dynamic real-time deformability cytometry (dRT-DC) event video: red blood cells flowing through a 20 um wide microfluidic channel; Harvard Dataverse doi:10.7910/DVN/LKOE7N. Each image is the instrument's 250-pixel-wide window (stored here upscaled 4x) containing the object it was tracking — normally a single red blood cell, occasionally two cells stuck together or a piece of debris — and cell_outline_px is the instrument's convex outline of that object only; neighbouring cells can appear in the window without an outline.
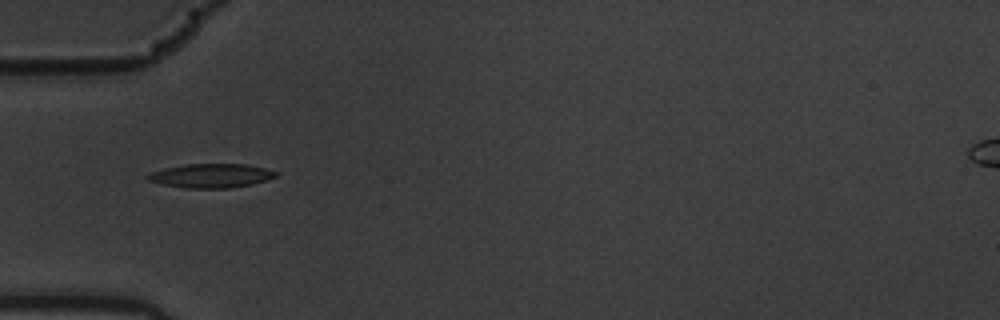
{"species": "common noctule bat (a hibernating species)", "species_latin": "Nyctalus noctula", "temperature_condition": "warm", "stored_images_in_passage": 8, "camera_frame_rate_fps": 3000, "um_per_image_px": 0.085, "animal": {"sex": "male", "body_mass_g": 19.5, "forearm_length_mm": 54.6}, "frame": {"image": 1, "passage_image": 3, "time_ms": 0.667, "image_size_px": [1000, 320], "cell_outline_px": [[280, 172], [276, 176], [268, 180], [252, 184], [228, 188], [188, 188], [164, 184], [148, 180], [144, 176], [152, 172], [164, 168], [184, 164], [244, 164], [264, 168]], "centroid_in_image_um": [17.96, 14.93], "position_along_channel_um": 67.0, "area_um2": 17.86}}
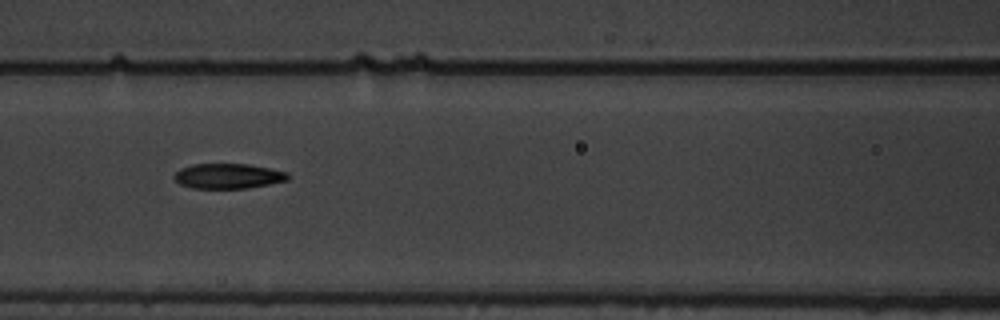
{"frame": {"image": 2, "passage_image": 5, "time_ms": 1.333, "image_size_px": [1000, 320], "cell_outline_px": [[288, 180], [248, 188], [192, 188], [180, 184], [172, 176], [180, 168], [192, 164], [248, 164], [288, 172]], "centroid_in_image_um": [19.36, 14.96], "position_along_channel_um": 147.2, "area_um2": 16.53}}
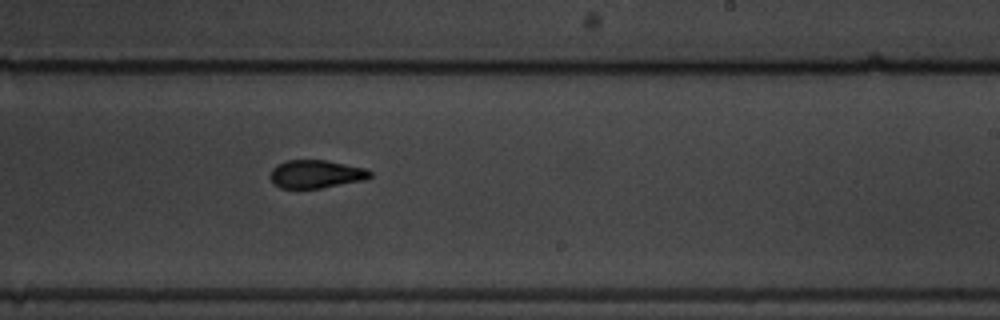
{"frame": {"image": 3, "passage_image": 8, "time_ms": 2.333, "image_size_px": [1000, 320], "cell_outline_px": [[372, 176], [368, 180], [320, 188], [280, 188], [272, 184], [272, 168], [276, 164], [284, 160], [328, 160], [368, 168], [372, 172]], "centroid_in_image_um": [26.92, 14.79], "position_along_channel_um": 262.1, "area_um2": 16.7}}